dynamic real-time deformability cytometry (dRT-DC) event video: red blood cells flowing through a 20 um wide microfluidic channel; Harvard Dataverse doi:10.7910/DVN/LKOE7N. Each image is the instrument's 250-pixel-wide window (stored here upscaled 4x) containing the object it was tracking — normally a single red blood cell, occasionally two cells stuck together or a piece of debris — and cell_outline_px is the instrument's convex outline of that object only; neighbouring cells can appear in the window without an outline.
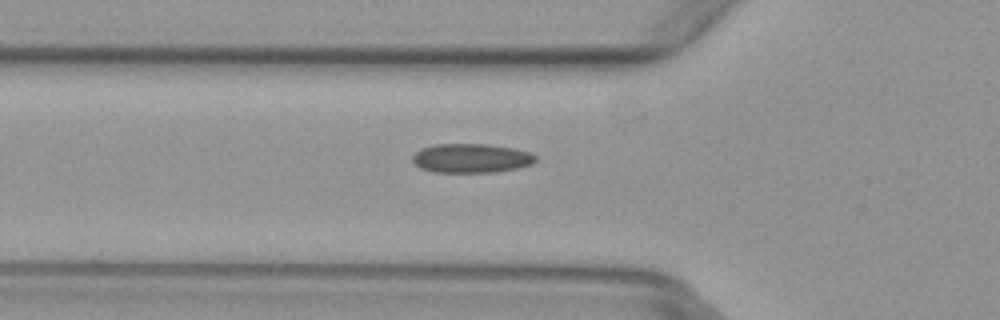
{"species": "common noctule bat (a hibernating species)", "species_latin": "Nyctalus noctula", "temperature_condition": "warm", "stored_images_in_passage": 4, "segment_of_instrument_passage": [2, 2], "camera_frame_rate_fps": 3000, "um_per_image_px": 0.085, "animal": {"sex": "female", "body_mass_g": 29.2, "forearm_length_mm": 56.3}, "frame": {"image": 1, "passage_image": 4, "time_ms": 1.0, "image_size_px": [1000, 320], "cell_outline_px": [[536, 160], [532, 164], [516, 168], [492, 172], [432, 172], [420, 168], [412, 160], [412, 156], [420, 148], [436, 144], [488, 144], [512, 148], [528, 152], [536, 156]], "centroid_in_image_um": [40.02, 13.44], "position_along_channel_um": 85.8, "area_um2": 20.81}}